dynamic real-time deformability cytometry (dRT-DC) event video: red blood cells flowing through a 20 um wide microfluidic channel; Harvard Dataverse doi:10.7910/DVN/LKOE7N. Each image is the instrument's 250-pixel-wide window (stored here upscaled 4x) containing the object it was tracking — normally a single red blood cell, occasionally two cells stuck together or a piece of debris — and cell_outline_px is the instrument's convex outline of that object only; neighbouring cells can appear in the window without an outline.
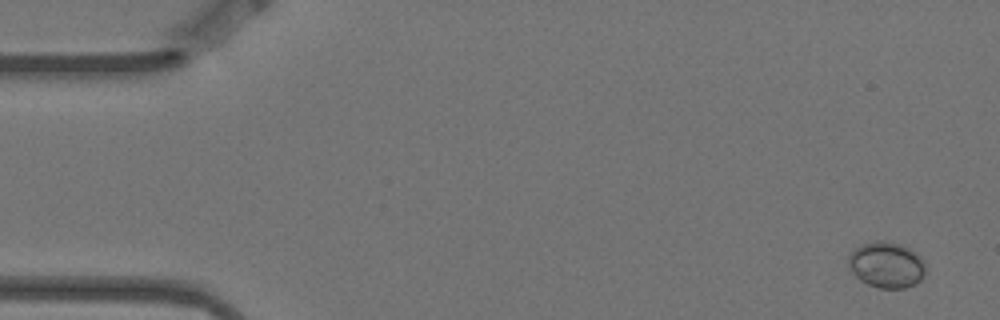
{"species": "Egyptian fruit bat (a non-hibernating species)", "species_latin": "Rousettus aegyptiacus", "temperature_condition": "warm", "stored_images_in_passage": 9, "camera_frame_rate_fps": 3000, "um_per_image_px": 0.085, "animal": {"sex": "female"}, "frame": {"image": 1, "passage_image": 1, "time_ms": 0.0, "image_size_px": [1000, 320], "cell_outline_px": [[924, 272], [920, 280], [904, 288], [880, 288], [868, 284], [860, 280], [852, 272], [848, 264], [848, 256], [856, 248], [864, 244], [876, 240], [884, 240], [908, 248], [924, 264]], "centroid_in_image_um": [75.29, 22.52], "position_along_channel_um": 9.7, "area_um2": 20.0}}
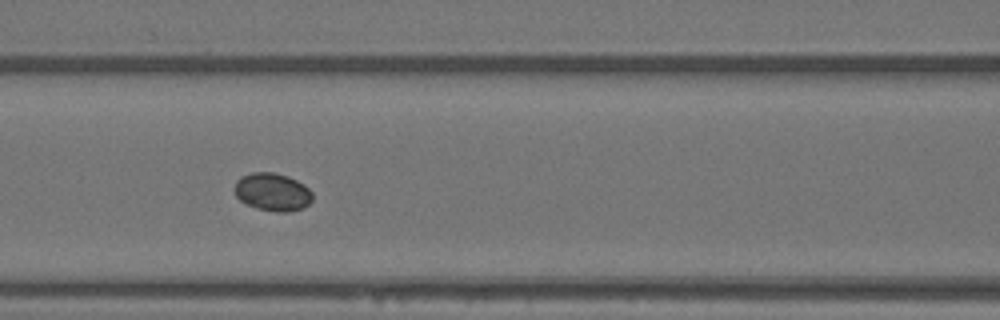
{"frame": {"image": 2, "passage_image": 7, "time_ms": 2.0, "image_size_px": [1000, 320], "cell_outline_px": [[312, 200], [304, 208], [288, 212], [276, 212], [256, 208], [240, 200], [236, 196], [236, 180], [240, 176], [252, 172], [272, 172], [288, 176], [304, 184], [312, 192]], "centroid_in_image_um": [23.18, 16.32], "position_along_channel_um": 143.4, "area_um2": 17.22}}
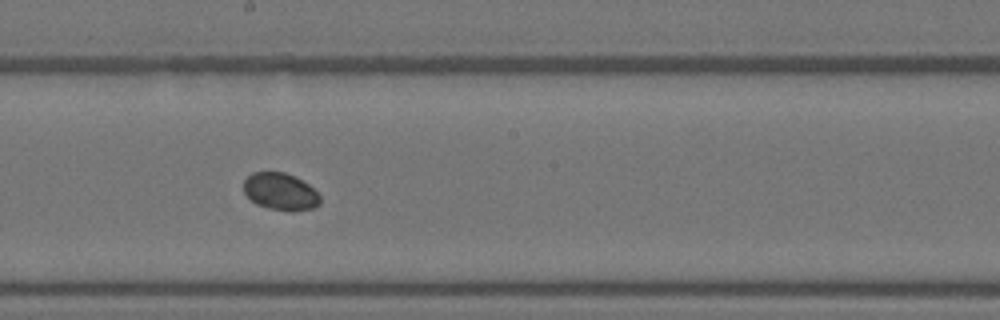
{"frame": {"image": 3, "passage_image": 9, "time_ms": 2.667, "image_size_px": [1000, 320], "cell_outline_px": [[320, 204], [312, 208], [268, 208], [256, 204], [244, 192], [244, 180], [252, 172], [284, 172], [308, 184], [320, 196]], "centroid_in_image_um": [23.79, 16.24], "position_along_channel_um": 224.4, "area_um2": 15.78}}